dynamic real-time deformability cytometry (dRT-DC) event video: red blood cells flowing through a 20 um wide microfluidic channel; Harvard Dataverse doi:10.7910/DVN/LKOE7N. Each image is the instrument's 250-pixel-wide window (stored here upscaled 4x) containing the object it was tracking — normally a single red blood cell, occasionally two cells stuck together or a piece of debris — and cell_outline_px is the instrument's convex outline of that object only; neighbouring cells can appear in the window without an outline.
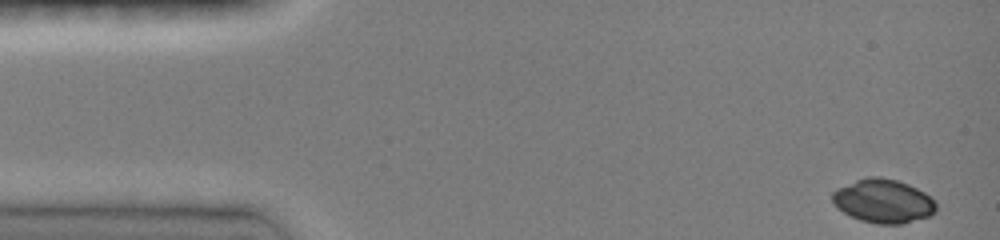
{"species": "common noctule bat (a hibernating species)", "species_latin": "Nyctalus noctula", "temperature_condition": "room temperature", "stored_images_in_passage": 38, "camera_frame_rate_fps": 3000, "um_per_image_px": 0.085, "animal": {"sex": "female", "body_mass_g": 19.0, "forearm_length_mm": 51.5}, "frame": {"image": 1, "passage_image": 1, "time_ms": 0.0, "image_size_px": [1000, 240], "cell_outline_px": [[936, 212], [928, 216], [904, 224], [876, 224], [860, 220], [844, 212], [832, 200], [832, 192], [836, 188], [856, 180], [868, 176], [880, 176], [896, 180], [908, 184], [924, 192], [936, 204]], "centroid_in_image_um": [75.07, 17.09], "position_along_channel_um": 9.9, "area_um2": 26.3}}
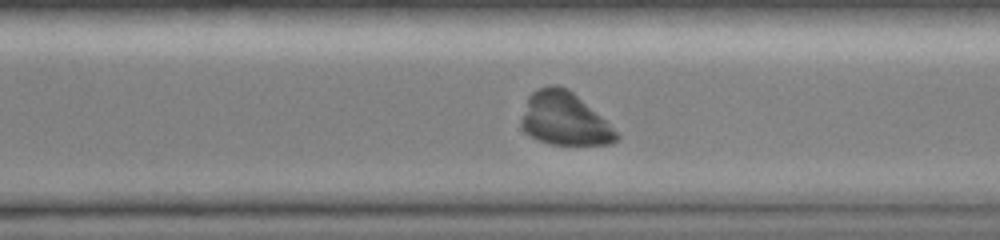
{"frame": {"image": 2, "passage_image": 26, "time_ms": 10.333, "image_size_px": [1000, 240], "cell_outline_px": [[620, 140], [612, 144], [552, 144], [540, 140], [524, 132], [520, 124], [520, 120], [528, 96], [536, 88], [548, 84], [560, 84], [568, 88], [620, 132]], "centroid_in_image_um": [47.99, 10.08], "position_along_channel_um": 322.6, "area_um2": 29.77}}
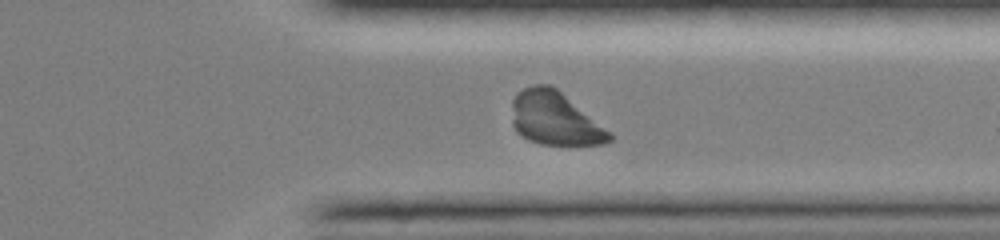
{"frame": {"image": 3, "passage_image": 29, "time_ms": 11.333, "image_size_px": [1000, 240], "cell_outline_px": [[612, 140], [604, 144], [540, 144], [528, 140], [516, 132], [512, 124], [512, 100], [516, 92], [532, 84], [548, 84], [556, 88], [612, 132]], "centroid_in_image_um": [47.14, 10.06], "position_along_channel_um": 364.3, "area_um2": 30.46}}